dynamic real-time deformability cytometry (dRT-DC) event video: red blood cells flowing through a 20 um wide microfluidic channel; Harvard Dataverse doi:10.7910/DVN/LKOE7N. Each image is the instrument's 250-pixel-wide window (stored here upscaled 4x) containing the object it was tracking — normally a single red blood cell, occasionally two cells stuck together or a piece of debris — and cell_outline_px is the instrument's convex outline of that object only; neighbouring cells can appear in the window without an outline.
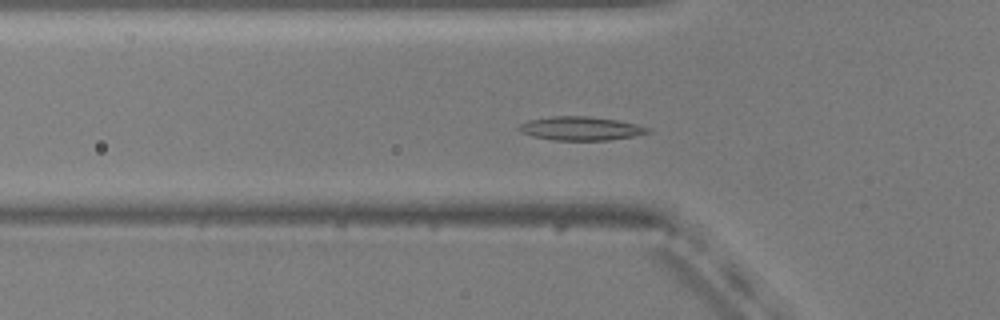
{"species": "common noctule bat (a hibernating species)", "species_latin": "Nyctalus noctula", "temperature_condition": "warm", "stored_images_in_passage": 53, "camera_frame_rate_fps": 3000, "um_per_image_px": 0.085, "animal": {"sex": "male", "body_mass_g": 20.5, "forearm_length_mm": 52.5}, "frame": {"image": 1, "passage_image": 17, "time_ms": 5.333, "image_size_px": [1000, 320], "cell_outline_px": [[652, 132], [632, 136], [608, 140], [552, 140], [532, 136], [520, 132], [516, 128], [520, 124], [528, 120], [552, 116], [588, 116], [616, 120], [636, 124], [648, 128]], "centroid_in_image_um": [49.31, 10.92], "position_along_channel_um": 76.5, "area_um2": 17.74}}
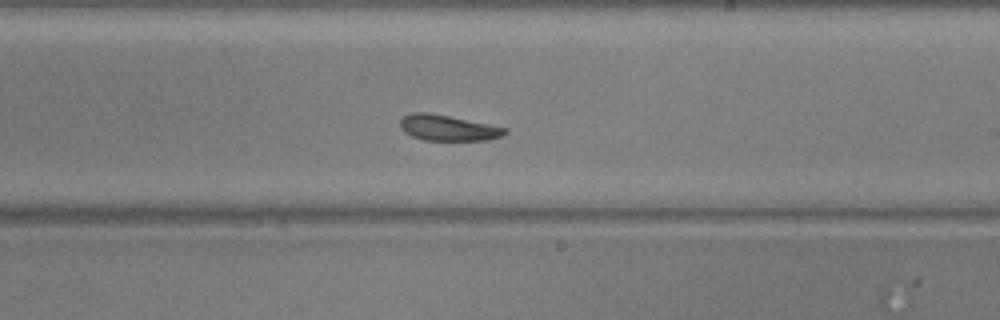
{"frame": {"image": 2, "passage_image": 31, "time_ms": 10.0, "image_size_px": [1000, 320], "cell_outline_px": [[508, 132], [500, 136], [488, 140], [424, 140], [412, 136], [404, 132], [400, 128], [400, 120], [404, 116], [412, 112], [428, 112], [508, 128]], "centroid_in_image_um": [38.05, 10.87], "position_along_channel_um": 250.9, "area_um2": 15.61}}
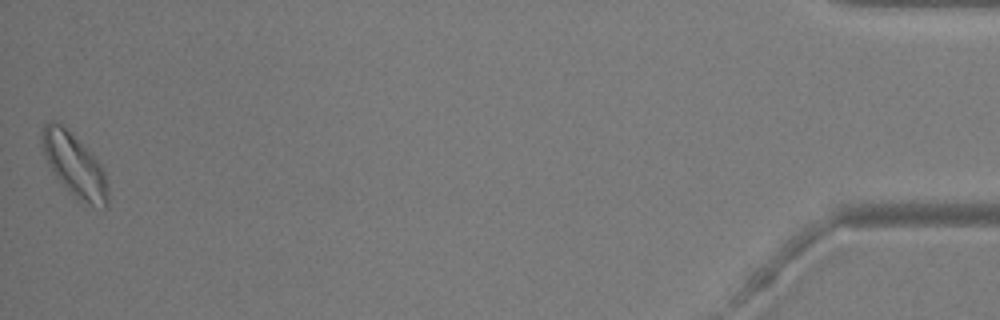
{"frame": {"image": 3, "passage_image": 53, "time_ms": 17.333, "image_size_px": [1000, 320], "cell_outline_px": [[108, 208], [104, 208], [88, 204], [80, 200], [56, 176], [48, 164], [44, 156], [40, 140], [40, 132], [44, 124], [48, 120], [52, 120], [60, 124], [104, 168], [108, 188]], "centroid_in_image_um": [6.31, 14.04], "position_along_channel_um": 428.9, "area_um2": 23.52}, "authors_computed_cell_mechanics": {"area_um2": 17.4556, "velocity_mm_per_s": 3.7244, "shape_relaxation_time_tau1_ms": 3.629, "shape_relaxation_time_tau2_ms": 4.4453, "deformation_change_tau1": 0.0798, "deformation_change_tau2": 0.1143}}